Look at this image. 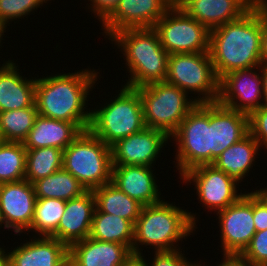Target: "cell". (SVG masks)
Returning a JSON list of instances; mask_svg holds the SVG:
<instances>
[{
  "instance_id": "cell-1",
  "label": "cell",
  "mask_w": 267,
  "mask_h": 266,
  "mask_svg": "<svg viewBox=\"0 0 267 266\" xmlns=\"http://www.w3.org/2000/svg\"><path fill=\"white\" fill-rule=\"evenodd\" d=\"M76 71L51 73L40 78L37 75L35 103L39 115L78 123L87 130L91 121V109L88 108L91 105L89 98L92 99L90 94L103 77L94 67L92 70L88 67Z\"/></svg>"
},
{
  "instance_id": "cell-2",
  "label": "cell",
  "mask_w": 267,
  "mask_h": 266,
  "mask_svg": "<svg viewBox=\"0 0 267 266\" xmlns=\"http://www.w3.org/2000/svg\"><path fill=\"white\" fill-rule=\"evenodd\" d=\"M263 2H256L239 19L210 31L209 55L217 78L229 72L261 66Z\"/></svg>"
},
{
  "instance_id": "cell-3",
  "label": "cell",
  "mask_w": 267,
  "mask_h": 266,
  "mask_svg": "<svg viewBox=\"0 0 267 266\" xmlns=\"http://www.w3.org/2000/svg\"><path fill=\"white\" fill-rule=\"evenodd\" d=\"M182 208L165 199L143 206L134 224L132 254L142 255V247L147 246L153 249L151 253L180 249L183 239L186 241L190 235L196 234L199 221L198 213Z\"/></svg>"
},
{
  "instance_id": "cell-4",
  "label": "cell",
  "mask_w": 267,
  "mask_h": 266,
  "mask_svg": "<svg viewBox=\"0 0 267 266\" xmlns=\"http://www.w3.org/2000/svg\"><path fill=\"white\" fill-rule=\"evenodd\" d=\"M108 40L124 56L126 73H129L127 82L123 81L125 86L139 88L165 81L169 54L153 27L123 29Z\"/></svg>"
},
{
  "instance_id": "cell-5",
  "label": "cell",
  "mask_w": 267,
  "mask_h": 266,
  "mask_svg": "<svg viewBox=\"0 0 267 266\" xmlns=\"http://www.w3.org/2000/svg\"><path fill=\"white\" fill-rule=\"evenodd\" d=\"M117 93L103 105L91 107L89 130L109 146L146 127L139 91L122 83Z\"/></svg>"
},
{
  "instance_id": "cell-6",
  "label": "cell",
  "mask_w": 267,
  "mask_h": 266,
  "mask_svg": "<svg viewBox=\"0 0 267 266\" xmlns=\"http://www.w3.org/2000/svg\"><path fill=\"white\" fill-rule=\"evenodd\" d=\"M63 168L71 173L86 190L111 182V147L89 129L82 131L63 150Z\"/></svg>"
},
{
  "instance_id": "cell-7",
  "label": "cell",
  "mask_w": 267,
  "mask_h": 266,
  "mask_svg": "<svg viewBox=\"0 0 267 266\" xmlns=\"http://www.w3.org/2000/svg\"><path fill=\"white\" fill-rule=\"evenodd\" d=\"M136 89L142 100L145 126L161 130L169 137L197 105L192 95L190 97L185 91L166 81Z\"/></svg>"
},
{
  "instance_id": "cell-8",
  "label": "cell",
  "mask_w": 267,
  "mask_h": 266,
  "mask_svg": "<svg viewBox=\"0 0 267 266\" xmlns=\"http://www.w3.org/2000/svg\"><path fill=\"white\" fill-rule=\"evenodd\" d=\"M170 142L177 147L173 164L178 178L189 169L211 164L210 103L197 104L170 136Z\"/></svg>"
},
{
  "instance_id": "cell-9",
  "label": "cell",
  "mask_w": 267,
  "mask_h": 266,
  "mask_svg": "<svg viewBox=\"0 0 267 266\" xmlns=\"http://www.w3.org/2000/svg\"><path fill=\"white\" fill-rule=\"evenodd\" d=\"M166 82L192 94L197 104L217 102L219 82L209 52L171 54ZM198 95V96H196Z\"/></svg>"
},
{
  "instance_id": "cell-10",
  "label": "cell",
  "mask_w": 267,
  "mask_h": 266,
  "mask_svg": "<svg viewBox=\"0 0 267 266\" xmlns=\"http://www.w3.org/2000/svg\"><path fill=\"white\" fill-rule=\"evenodd\" d=\"M153 28L169 55L209 52L210 30L181 8H169Z\"/></svg>"
},
{
  "instance_id": "cell-11",
  "label": "cell",
  "mask_w": 267,
  "mask_h": 266,
  "mask_svg": "<svg viewBox=\"0 0 267 266\" xmlns=\"http://www.w3.org/2000/svg\"><path fill=\"white\" fill-rule=\"evenodd\" d=\"M180 180L185 185L195 186L198 203L202 204L201 207L208 210L207 212L213 211L214 215L235 203L244 194V191L239 188L242 185L225 172L218 170L213 164L189 169L180 177Z\"/></svg>"
},
{
  "instance_id": "cell-12",
  "label": "cell",
  "mask_w": 267,
  "mask_h": 266,
  "mask_svg": "<svg viewBox=\"0 0 267 266\" xmlns=\"http://www.w3.org/2000/svg\"><path fill=\"white\" fill-rule=\"evenodd\" d=\"M222 254H242L256 233L253 217V190L226 209L216 213ZM218 216V217H217Z\"/></svg>"
},
{
  "instance_id": "cell-13",
  "label": "cell",
  "mask_w": 267,
  "mask_h": 266,
  "mask_svg": "<svg viewBox=\"0 0 267 266\" xmlns=\"http://www.w3.org/2000/svg\"><path fill=\"white\" fill-rule=\"evenodd\" d=\"M218 102L250 115L264 105L261 66L238 69L220 79Z\"/></svg>"
},
{
  "instance_id": "cell-14",
  "label": "cell",
  "mask_w": 267,
  "mask_h": 266,
  "mask_svg": "<svg viewBox=\"0 0 267 266\" xmlns=\"http://www.w3.org/2000/svg\"><path fill=\"white\" fill-rule=\"evenodd\" d=\"M170 137L163 131L145 127L111 145L112 165L154 167ZM160 155V156H159Z\"/></svg>"
},
{
  "instance_id": "cell-15",
  "label": "cell",
  "mask_w": 267,
  "mask_h": 266,
  "mask_svg": "<svg viewBox=\"0 0 267 266\" xmlns=\"http://www.w3.org/2000/svg\"><path fill=\"white\" fill-rule=\"evenodd\" d=\"M36 195L33 184L23 179L0 184V213L4 229L25 234L34 218Z\"/></svg>"
},
{
  "instance_id": "cell-16",
  "label": "cell",
  "mask_w": 267,
  "mask_h": 266,
  "mask_svg": "<svg viewBox=\"0 0 267 266\" xmlns=\"http://www.w3.org/2000/svg\"><path fill=\"white\" fill-rule=\"evenodd\" d=\"M164 0H120L114 12L101 24L104 38L127 28H152L168 10Z\"/></svg>"
},
{
  "instance_id": "cell-17",
  "label": "cell",
  "mask_w": 267,
  "mask_h": 266,
  "mask_svg": "<svg viewBox=\"0 0 267 266\" xmlns=\"http://www.w3.org/2000/svg\"><path fill=\"white\" fill-rule=\"evenodd\" d=\"M249 134L248 115L221 105L210 103L211 164L232 144Z\"/></svg>"
},
{
  "instance_id": "cell-18",
  "label": "cell",
  "mask_w": 267,
  "mask_h": 266,
  "mask_svg": "<svg viewBox=\"0 0 267 266\" xmlns=\"http://www.w3.org/2000/svg\"><path fill=\"white\" fill-rule=\"evenodd\" d=\"M32 237L6 251L10 266H69V247L65 243L52 237Z\"/></svg>"
},
{
  "instance_id": "cell-19",
  "label": "cell",
  "mask_w": 267,
  "mask_h": 266,
  "mask_svg": "<svg viewBox=\"0 0 267 266\" xmlns=\"http://www.w3.org/2000/svg\"><path fill=\"white\" fill-rule=\"evenodd\" d=\"M156 167L139 165H112L111 183L143 206L159 203L161 194ZM159 185V186H158ZM162 195V196H161Z\"/></svg>"
},
{
  "instance_id": "cell-20",
  "label": "cell",
  "mask_w": 267,
  "mask_h": 266,
  "mask_svg": "<svg viewBox=\"0 0 267 266\" xmlns=\"http://www.w3.org/2000/svg\"><path fill=\"white\" fill-rule=\"evenodd\" d=\"M95 209L96 201L92 190L67 200L57 230L50 237L65 243L68 247L86 239L90 235Z\"/></svg>"
},
{
  "instance_id": "cell-21",
  "label": "cell",
  "mask_w": 267,
  "mask_h": 266,
  "mask_svg": "<svg viewBox=\"0 0 267 266\" xmlns=\"http://www.w3.org/2000/svg\"><path fill=\"white\" fill-rule=\"evenodd\" d=\"M4 61L0 64V112L31 107L35 103L36 77L23 76L14 59Z\"/></svg>"
},
{
  "instance_id": "cell-22",
  "label": "cell",
  "mask_w": 267,
  "mask_h": 266,
  "mask_svg": "<svg viewBox=\"0 0 267 266\" xmlns=\"http://www.w3.org/2000/svg\"><path fill=\"white\" fill-rule=\"evenodd\" d=\"M123 244L87 237L69 246V266H122L131 256Z\"/></svg>"
},
{
  "instance_id": "cell-23",
  "label": "cell",
  "mask_w": 267,
  "mask_h": 266,
  "mask_svg": "<svg viewBox=\"0 0 267 266\" xmlns=\"http://www.w3.org/2000/svg\"><path fill=\"white\" fill-rule=\"evenodd\" d=\"M256 0H189L181 9L210 31L239 19Z\"/></svg>"
},
{
  "instance_id": "cell-24",
  "label": "cell",
  "mask_w": 267,
  "mask_h": 266,
  "mask_svg": "<svg viewBox=\"0 0 267 266\" xmlns=\"http://www.w3.org/2000/svg\"><path fill=\"white\" fill-rule=\"evenodd\" d=\"M84 129L78 123H70L37 115L34 125L23 145L26 149L55 147L66 149Z\"/></svg>"
},
{
  "instance_id": "cell-25",
  "label": "cell",
  "mask_w": 267,
  "mask_h": 266,
  "mask_svg": "<svg viewBox=\"0 0 267 266\" xmlns=\"http://www.w3.org/2000/svg\"><path fill=\"white\" fill-rule=\"evenodd\" d=\"M260 149L259 143L249 133L242 140L225 149L213 165L237 183L245 182V178L256 165V158H259V153H262Z\"/></svg>"
},
{
  "instance_id": "cell-26",
  "label": "cell",
  "mask_w": 267,
  "mask_h": 266,
  "mask_svg": "<svg viewBox=\"0 0 267 266\" xmlns=\"http://www.w3.org/2000/svg\"><path fill=\"white\" fill-rule=\"evenodd\" d=\"M95 196L96 208L110 215L129 220L133 225L140 216L143 205L119 190L111 182L92 190Z\"/></svg>"
},
{
  "instance_id": "cell-27",
  "label": "cell",
  "mask_w": 267,
  "mask_h": 266,
  "mask_svg": "<svg viewBox=\"0 0 267 266\" xmlns=\"http://www.w3.org/2000/svg\"><path fill=\"white\" fill-rule=\"evenodd\" d=\"M89 237L103 242L126 245L132 252L134 225L129 220L102 213L96 208Z\"/></svg>"
},
{
  "instance_id": "cell-28",
  "label": "cell",
  "mask_w": 267,
  "mask_h": 266,
  "mask_svg": "<svg viewBox=\"0 0 267 266\" xmlns=\"http://www.w3.org/2000/svg\"><path fill=\"white\" fill-rule=\"evenodd\" d=\"M36 198H55L64 201L77 198L86 188L64 168L33 183Z\"/></svg>"
},
{
  "instance_id": "cell-29",
  "label": "cell",
  "mask_w": 267,
  "mask_h": 266,
  "mask_svg": "<svg viewBox=\"0 0 267 266\" xmlns=\"http://www.w3.org/2000/svg\"><path fill=\"white\" fill-rule=\"evenodd\" d=\"M63 168V150L55 147L26 149L25 179L34 183Z\"/></svg>"
},
{
  "instance_id": "cell-30",
  "label": "cell",
  "mask_w": 267,
  "mask_h": 266,
  "mask_svg": "<svg viewBox=\"0 0 267 266\" xmlns=\"http://www.w3.org/2000/svg\"><path fill=\"white\" fill-rule=\"evenodd\" d=\"M37 115L36 103L24 109L0 112V133L3 141L23 143Z\"/></svg>"
},
{
  "instance_id": "cell-31",
  "label": "cell",
  "mask_w": 267,
  "mask_h": 266,
  "mask_svg": "<svg viewBox=\"0 0 267 266\" xmlns=\"http://www.w3.org/2000/svg\"><path fill=\"white\" fill-rule=\"evenodd\" d=\"M66 201L55 198H37L34 218L28 234L50 237L56 230L65 212Z\"/></svg>"
},
{
  "instance_id": "cell-32",
  "label": "cell",
  "mask_w": 267,
  "mask_h": 266,
  "mask_svg": "<svg viewBox=\"0 0 267 266\" xmlns=\"http://www.w3.org/2000/svg\"><path fill=\"white\" fill-rule=\"evenodd\" d=\"M26 148L21 142H6L0 145V184L25 179Z\"/></svg>"
},
{
  "instance_id": "cell-33",
  "label": "cell",
  "mask_w": 267,
  "mask_h": 266,
  "mask_svg": "<svg viewBox=\"0 0 267 266\" xmlns=\"http://www.w3.org/2000/svg\"><path fill=\"white\" fill-rule=\"evenodd\" d=\"M49 1L52 2V0H0V21L10 26L13 21L19 22L24 17L28 19V15L35 13Z\"/></svg>"
},
{
  "instance_id": "cell-34",
  "label": "cell",
  "mask_w": 267,
  "mask_h": 266,
  "mask_svg": "<svg viewBox=\"0 0 267 266\" xmlns=\"http://www.w3.org/2000/svg\"><path fill=\"white\" fill-rule=\"evenodd\" d=\"M241 255L252 266H267V229L256 232Z\"/></svg>"
},
{
  "instance_id": "cell-35",
  "label": "cell",
  "mask_w": 267,
  "mask_h": 266,
  "mask_svg": "<svg viewBox=\"0 0 267 266\" xmlns=\"http://www.w3.org/2000/svg\"><path fill=\"white\" fill-rule=\"evenodd\" d=\"M249 133L259 143L261 150L267 152V106L263 105L249 116Z\"/></svg>"
},
{
  "instance_id": "cell-36",
  "label": "cell",
  "mask_w": 267,
  "mask_h": 266,
  "mask_svg": "<svg viewBox=\"0 0 267 266\" xmlns=\"http://www.w3.org/2000/svg\"><path fill=\"white\" fill-rule=\"evenodd\" d=\"M153 256L150 262L146 260L147 266H198V260L190 261L181 248L174 251L154 252Z\"/></svg>"
},
{
  "instance_id": "cell-37",
  "label": "cell",
  "mask_w": 267,
  "mask_h": 266,
  "mask_svg": "<svg viewBox=\"0 0 267 266\" xmlns=\"http://www.w3.org/2000/svg\"><path fill=\"white\" fill-rule=\"evenodd\" d=\"M86 9L102 24L116 9L120 0H87Z\"/></svg>"
},
{
  "instance_id": "cell-38",
  "label": "cell",
  "mask_w": 267,
  "mask_h": 266,
  "mask_svg": "<svg viewBox=\"0 0 267 266\" xmlns=\"http://www.w3.org/2000/svg\"><path fill=\"white\" fill-rule=\"evenodd\" d=\"M253 217L256 232L267 229V204L253 191Z\"/></svg>"
},
{
  "instance_id": "cell-39",
  "label": "cell",
  "mask_w": 267,
  "mask_h": 266,
  "mask_svg": "<svg viewBox=\"0 0 267 266\" xmlns=\"http://www.w3.org/2000/svg\"><path fill=\"white\" fill-rule=\"evenodd\" d=\"M222 260L216 266H252L241 254H222ZM198 266H206L207 262L198 261ZM203 264V265H202ZM209 266V264L207 265Z\"/></svg>"
},
{
  "instance_id": "cell-40",
  "label": "cell",
  "mask_w": 267,
  "mask_h": 266,
  "mask_svg": "<svg viewBox=\"0 0 267 266\" xmlns=\"http://www.w3.org/2000/svg\"><path fill=\"white\" fill-rule=\"evenodd\" d=\"M261 65H267V2H263V28L261 33Z\"/></svg>"
},
{
  "instance_id": "cell-41",
  "label": "cell",
  "mask_w": 267,
  "mask_h": 266,
  "mask_svg": "<svg viewBox=\"0 0 267 266\" xmlns=\"http://www.w3.org/2000/svg\"><path fill=\"white\" fill-rule=\"evenodd\" d=\"M145 253L142 255H132L122 266H147Z\"/></svg>"
},
{
  "instance_id": "cell-42",
  "label": "cell",
  "mask_w": 267,
  "mask_h": 266,
  "mask_svg": "<svg viewBox=\"0 0 267 266\" xmlns=\"http://www.w3.org/2000/svg\"><path fill=\"white\" fill-rule=\"evenodd\" d=\"M264 105L267 106V65H261Z\"/></svg>"
},
{
  "instance_id": "cell-43",
  "label": "cell",
  "mask_w": 267,
  "mask_h": 266,
  "mask_svg": "<svg viewBox=\"0 0 267 266\" xmlns=\"http://www.w3.org/2000/svg\"><path fill=\"white\" fill-rule=\"evenodd\" d=\"M168 8H181L189 0H164Z\"/></svg>"
},
{
  "instance_id": "cell-44",
  "label": "cell",
  "mask_w": 267,
  "mask_h": 266,
  "mask_svg": "<svg viewBox=\"0 0 267 266\" xmlns=\"http://www.w3.org/2000/svg\"><path fill=\"white\" fill-rule=\"evenodd\" d=\"M262 186H260V188L259 189H257V188H253V190L266 202V204H267V186L266 187H262Z\"/></svg>"
},
{
  "instance_id": "cell-45",
  "label": "cell",
  "mask_w": 267,
  "mask_h": 266,
  "mask_svg": "<svg viewBox=\"0 0 267 266\" xmlns=\"http://www.w3.org/2000/svg\"><path fill=\"white\" fill-rule=\"evenodd\" d=\"M0 266H10V260L6 250L0 255Z\"/></svg>"
},
{
  "instance_id": "cell-46",
  "label": "cell",
  "mask_w": 267,
  "mask_h": 266,
  "mask_svg": "<svg viewBox=\"0 0 267 266\" xmlns=\"http://www.w3.org/2000/svg\"><path fill=\"white\" fill-rule=\"evenodd\" d=\"M6 28H8L3 22H1L0 21V48L2 49L3 47H2V40H6V39H3V37L5 36V34L4 33H6ZM1 53V52H0ZM0 58H1V56H0Z\"/></svg>"
},
{
  "instance_id": "cell-47",
  "label": "cell",
  "mask_w": 267,
  "mask_h": 266,
  "mask_svg": "<svg viewBox=\"0 0 267 266\" xmlns=\"http://www.w3.org/2000/svg\"><path fill=\"white\" fill-rule=\"evenodd\" d=\"M1 228L4 229V227H3V222H2V217H1V213H0V229H1Z\"/></svg>"
},
{
  "instance_id": "cell-48",
  "label": "cell",
  "mask_w": 267,
  "mask_h": 266,
  "mask_svg": "<svg viewBox=\"0 0 267 266\" xmlns=\"http://www.w3.org/2000/svg\"><path fill=\"white\" fill-rule=\"evenodd\" d=\"M2 245H0V255L5 251V250H7V249H4L5 247H1Z\"/></svg>"
},
{
  "instance_id": "cell-49",
  "label": "cell",
  "mask_w": 267,
  "mask_h": 266,
  "mask_svg": "<svg viewBox=\"0 0 267 266\" xmlns=\"http://www.w3.org/2000/svg\"><path fill=\"white\" fill-rule=\"evenodd\" d=\"M3 139H2V136H1V133H0V145L3 143Z\"/></svg>"
},
{
  "instance_id": "cell-50",
  "label": "cell",
  "mask_w": 267,
  "mask_h": 266,
  "mask_svg": "<svg viewBox=\"0 0 267 266\" xmlns=\"http://www.w3.org/2000/svg\"><path fill=\"white\" fill-rule=\"evenodd\" d=\"M257 2H267V0H256Z\"/></svg>"
}]
</instances>
